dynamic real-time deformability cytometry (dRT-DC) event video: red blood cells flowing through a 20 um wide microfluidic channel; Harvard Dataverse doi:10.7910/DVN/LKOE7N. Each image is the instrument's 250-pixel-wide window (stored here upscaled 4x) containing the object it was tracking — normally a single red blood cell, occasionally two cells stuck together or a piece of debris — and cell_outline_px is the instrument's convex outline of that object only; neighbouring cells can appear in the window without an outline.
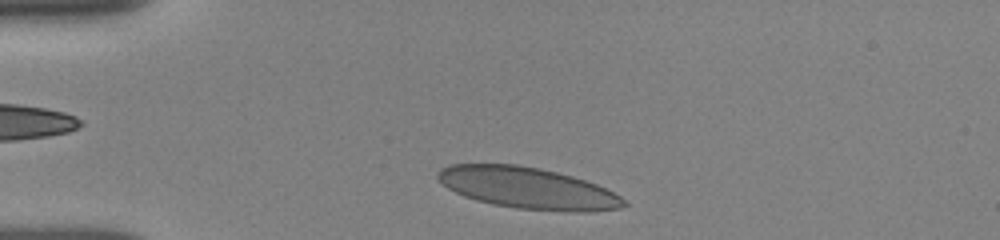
{"species": "human", "species_latin": "Homo sapiens", "temperature_condition": "room temperature", "stored_images_in_passage": 5, "camera_frame_rate_fps": 3000, "um_per_image_px": 0.085, "donor": {"sex": "female"}, "frame": {"image": 1, "passage_image": 2, "time_ms": 0.333, "image_size_px": [1000, 240], "cell_outline_px": [[628, 204], [620, 208], [592, 212], [568, 212], [516, 208], [492, 204], [476, 200], [464, 196], [448, 188], [436, 176], [436, 172], [440, 168], [448, 164], [516, 164], [540, 168], [572, 176], [596, 184], [620, 196]], "centroid_in_image_um": [44.84, 15.99], "position_along_channel_um": 40.2, "area_um2": 44.91}}